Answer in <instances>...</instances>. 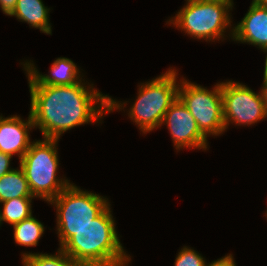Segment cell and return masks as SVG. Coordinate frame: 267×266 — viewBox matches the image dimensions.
<instances>
[{"instance_id": "6da1fadb", "label": "cell", "mask_w": 267, "mask_h": 266, "mask_svg": "<svg viewBox=\"0 0 267 266\" xmlns=\"http://www.w3.org/2000/svg\"><path fill=\"white\" fill-rule=\"evenodd\" d=\"M84 82L82 79L72 85H29V113L34 128H39L43 138L60 139L66 131L83 124L98 123L106 113L121 111L125 104L128 105L126 101H116L94 89L93 84Z\"/></svg>"}, {"instance_id": "7a4b0ae2", "label": "cell", "mask_w": 267, "mask_h": 266, "mask_svg": "<svg viewBox=\"0 0 267 266\" xmlns=\"http://www.w3.org/2000/svg\"><path fill=\"white\" fill-rule=\"evenodd\" d=\"M111 212L109 205L60 248L84 266H128L131 258L120 242Z\"/></svg>"}, {"instance_id": "3957f363", "label": "cell", "mask_w": 267, "mask_h": 266, "mask_svg": "<svg viewBox=\"0 0 267 266\" xmlns=\"http://www.w3.org/2000/svg\"><path fill=\"white\" fill-rule=\"evenodd\" d=\"M233 5V0H186L184 7L167 24H173L194 39L209 42L224 40L225 30L231 26L229 36L232 39V15L229 12Z\"/></svg>"}, {"instance_id": "277c9868", "label": "cell", "mask_w": 267, "mask_h": 266, "mask_svg": "<svg viewBox=\"0 0 267 266\" xmlns=\"http://www.w3.org/2000/svg\"><path fill=\"white\" fill-rule=\"evenodd\" d=\"M59 139L33 140L28 151L19 161L28 181L31 194L49 203L69 184L68 179L59 178V158L57 143Z\"/></svg>"}, {"instance_id": "5b68a950", "label": "cell", "mask_w": 267, "mask_h": 266, "mask_svg": "<svg viewBox=\"0 0 267 266\" xmlns=\"http://www.w3.org/2000/svg\"><path fill=\"white\" fill-rule=\"evenodd\" d=\"M177 70L169 68L159 77L138 85V96L128 116L146 134L160 128L164 115L178 98Z\"/></svg>"}, {"instance_id": "8992f818", "label": "cell", "mask_w": 267, "mask_h": 266, "mask_svg": "<svg viewBox=\"0 0 267 266\" xmlns=\"http://www.w3.org/2000/svg\"><path fill=\"white\" fill-rule=\"evenodd\" d=\"M56 208V230L60 247L98 217L110 204L108 198L84 191L70 183L56 198L49 202Z\"/></svg>"}, {"instance_id": "52a82bcc", "label": "cell", "mask_w": 267, "mask_h": 266, "mask_svg": "<svg viewBox=\"0 0 267 266\" xmlns=\"http://www.w3.org/2000/svg\"><path fill=\"white\" fill-rule=\"evenodd\" d=\"M178 98L196 120L201 133L207 138L225 132L223 119L221 82L212 90L182 78L179 83Z\"/></svg>"}, {"instance_id": "ba28073f", "label": "cell", "mask_w": 267, "mask_h": 266, "mask_svg": "<svg viewBox=\"0 0 267 266\" xmlns=\"http://www.w3.org/2000/svg\"><path fill=\"white\" fill-rule=\"evenodd\" d=\"M223 119L225 130L230 123L252 126L267 118V107L261 94L247 85L232 80L221 82Z\"/></svg>"}, {"instance_id": "9c48e42d", "label": "cell", "mask_w": 267, "mask_h": 266, "mask_svg": "<svg viewBox=\"0 0 267 266\" xmlns=\"http://www.w3.org/2000/svg\"><path fill=\"white\" fill-rule=\"evenodd\" d=\"M170 131L175 149H203L208 147L207 139L199 130L196 120L182 101L177 100L166 111L162 125Z\"/></svg>"}, {"instance_id": "30bf717a", "label": "cell", "mask_w": 267, "mask_h": 266, "mask_svg": "<svg viewBox=\"0 0 267 266\" xmlns=\"http://www.w3.org/2000/svg\"><path fill=\"white\" fill-rule=\"evenodd\" d=\"M31 129H34V124L30 114L27 120L18 115H0V151L12 157L18 155L20 161L32 143L29 137Z\"/></svg>"}, {"instance_id": "8fae6325", "label": "cell", "mask_w": 267, "mask_h": 266, "mask_svg": "<svg viewBox=\"0 0 267 266\" xmlns=\"http://www.w3.org/2000/svg\"><path fill=\"white\" fill-rule=\"evenodd\" d=\"M233 41L258 46L267 49V8L252 0L248 12L242 20L233 27Z\"/></svg>"}, {"instance_id": "7c38bea8", "label": "cell", "mask_w": 267, "mask_h": 266, "mask_svg": "<svg viewBox=\"0 0 267 266\" xmlns=\"http://www.w3.org/2000/svg\"><path fill=\"white\" fill-rule=\"evenodd\" d=\"M51 65L50 72H48L50 74L43 75L39 73L34 63L23 62V69L28 76V84L61 86L76 84L83 79L80 69L69 58L59 57Z\"/></svg>"}, {"instance_id": "4fadbf2b", "label": "cell", "mask_w": 267, "mask_h": 266, "mask_svg": "<svg viewBox=\"0 0 267 266\" xmlns=\"http://www.w3.org/2000/svg\"><path fill=\"white\" fill-rule=\"evenodd\" d=\"M49 11L50 9L43 4L42 0H17L16 7L9 16H15L19 21L26 22L32 28L52 35Z\"/></svg>"}, {"instance_id": "5bb4252c", "label": "cell", "mask_w": 267, "mask_h": 266, "mask_svg": "<svg viewBox=\"0 0 267 266\" xmlns=\"http://www.w3.org/2000/svg\"><path fill=\"white\" fill-rule=\"evenodd\" d=\"M18 197H34L21 167L12 169L0 178V203Z\"/></svg>"}, {"instance_id": "9a60e30c", "label": "cell", "mask_w": 267, "mask_h": 266, "mask_svg": "<svg viewBox=\"0 0 267 266\" xmlns=\"http://www.w3.org/2000/svg\"><path fill=\"white\" fill-rule=\"evenodd\" d=\"M13 237L16 244L20 246H37L40 238L44 234L43 223L31 215L29 218L13 225Z\"/></svg>"}, {"instance_id": "2e32d148", "label": "cell", "mask_w": 267, "mask_h": 266, "mask_svg": "<svg viewBox=\"0 0 267 266\" xmlns=\"http://www.w3.org/2000/svg\"><path fill=\"white\" fill-rule=\"evenodd\" d=\"M35 197H18L3 201V209L0 208L1 224L4 222L10 225L17 224L32 215V199ZM3 210V211H2Z\"/></svg>"}, {"instance_id": "e0dca14e", "label": "cell", "mask_w": 267, "mask_h": 266, "mask_svg": "<svg viewBox=\"0 0 267 266\" xmlns=\"http://www.w3.org/2000/svg\"><path fill=\"white\" fill-rule=\"evenodd\" d=\"M57 254L46 253H22L23 266H84L58 248Z\"/></svg>"}, {"instance_id": "ac0fdd59", "label": "cell", "mask_w": 267, "mask_h": 266, "mask_svg": "<svg viewBox=\"0 0 267 266\" xmlns=\"http://www.w3.org/2000/svg\"><path fill=\"white\" fill-rule=\"evenodd\" d=\"M206 264L204 257L188 246L181 248L174 262V266H206Z\"/></svg>"}, {"instance_id": "d6986e66", "label": "cell", "mask_w": 267, "mask_h": 266, "mask_svg": "<svg viewBox=\"0 0 267 266\" xmlns=\"http://www.w3.org/2000/svg\"><path fill=\"white\" fill-rule=\"evenodd\" d=\"M12 156L0 151V178L6 174L7 172L11 171L13 168L10 166Z\"/></svg>"}, {"instance_id": "ffe728a7", "label": "cell", "mask_w": 267, "mask_h": 266, "mask_svg": "<svg viewBox=\"0 0 267 266\" xmlns=\"http://www.w3.org/2000/svg\"><path fill=\"white\" fill-rule=\"evenodd\" d=\"M206 266H236L234 257L232 254L225 255L224 257L214 260Z\"/></svg>"}, {"instance_id": "44dd1931", "label": "cell", "mask_w": 267, "mask_h": 266, "mask_svg": "<svg viewBox=\"0 0 267 266\" xmlns=\"http://www.w3.org/2000/svg\"><path fill=\"white\" fill-rule=\"evenodd\" d=\"M17 0H0V7L4 14L9 16L15 9Z\"/></svg>"}, {"instance_id": "7402d4cb", "label": "cell", "mask_w": 267, "mask_h": 266, "mask_svg": "<svg viewBox=\"0 0 267 266\" xmlns=\"http://www.w3.org/2000/svg\"><path fill=\"white\" fill-rule=\"evenodd\" d=\"M260 94L262 97V100L265 102L267 107V79H263L262 87L260 88Z\"/></svg>"}, {"instance_id": "603a6c76", "label": "cell", "mask_w": 267, "mask_h": 266, "mask_svg": "<svg viewBox=\"0 0 267 266\" xmlns=\"http://www.w3.org/2000/svg\"><path fill=\"white\" fill-rule=\"evenodd\" d=\"M262 51L267 53V49L262 50ZM263 79H267V54H266V58H265Z\"/></svg>"}, {"instance_id": "cb8c5ba5", "label": "cell", "mask_w": 267, "mask_h": 266, "mask_svg": "<svg viewBox=\"0 0 267 266\" xmlns=\"http://www.w3.org/2000/svg\"><path fill=\"white\" fill-rule=\"evenodd\" d=\"M258 5L267 8V0H253Z\"/></svg>"}]
</instances>
